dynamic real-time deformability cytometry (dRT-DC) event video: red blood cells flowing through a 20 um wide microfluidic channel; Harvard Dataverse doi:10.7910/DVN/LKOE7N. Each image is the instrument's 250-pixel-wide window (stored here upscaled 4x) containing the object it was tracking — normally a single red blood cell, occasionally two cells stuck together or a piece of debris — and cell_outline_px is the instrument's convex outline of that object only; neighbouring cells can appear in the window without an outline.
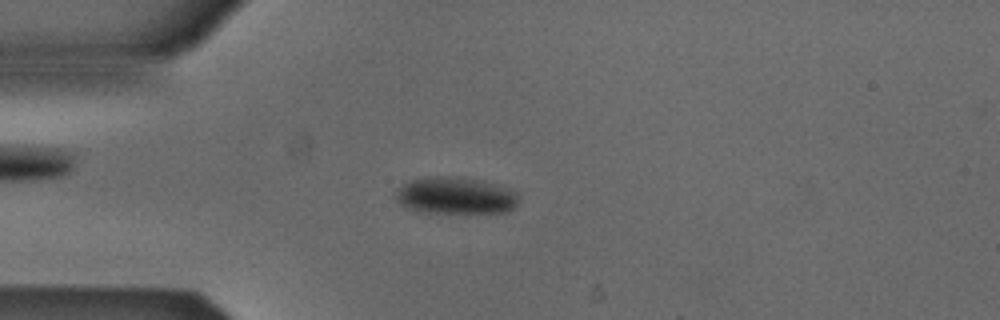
{"species": "Egyptian fruit bat (a non-hibernating species)", "species_latin": "Rousettus aegyptiacus", "temperature_condition": "cold", "stored_images_in_passage": 52, "camera_frame_rate_fps": 3000, "um_per_image_px": 0.085, "animal": {"sex": "male"}, "frame": {"image": 1, "passage_image": 13, "time_ms": 4.0, "image_size_px": [1000, 320], "cell_outline_px": [[520, 196], [516, 204], [508, 212], [416, 212], [404, 208], [396, 200], [396, 188], [408, 180], [428, 176], [448, 176], [476, 180], [492, 184], [516, 192]], "centroid_in_image_um": [38.61, 16.63], "position_along_channel_um": 46.4, "area_um2": 26.36}}
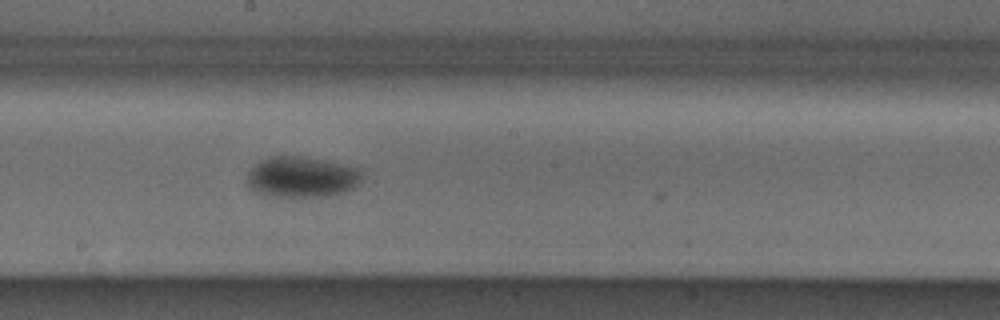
{"frame": {"image": 2, "passage_image": 28, "time_ms": 9.0, "image_size_px": [1000, 320], "cell_outline_px": [[360, 180], [352, 188], [344, 192], [324, 196], [272, 196], [256, 192], [248, 188], [248, 172], [260, 160], [272, 156], [304, 156], [360, 168]], "centroid_in_image_um": [25.61, 15.03], "position_along_channel_um": 222.6, "area_um2": 26.99}}
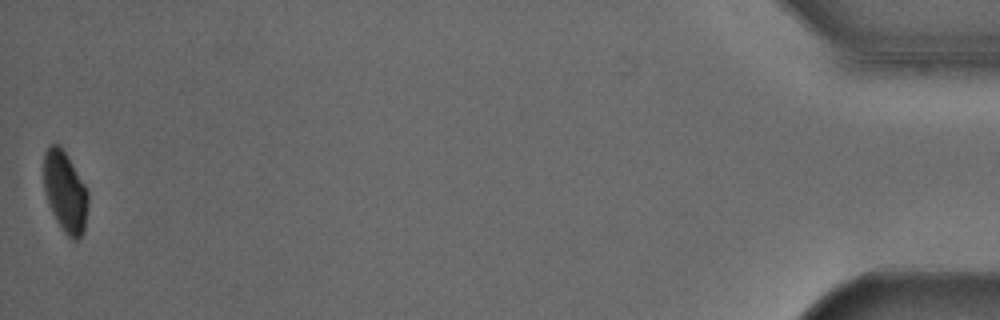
{"frame": {"image": 3, "passage_image": 52, "time_ms": 17.0, "image_size_px": [1000, 320], "cell_outline_px": [[88, 204], [84, 232], [76, 240], [72, 240], [60, 228], [48, 204], [44, 192], [44, 152], [48, 144], [60, 144], [84, 184], [88, 192]], "centroid_in_image_um": [5.52, 16.31], "position_along_channel_um": 429.7, "area_um2": 20.98}, "authors_computed_cell_mechanics": {"area_um2": 24.7384, "velocity_mm_per_s": 3.8459, "shape_relaxation_time_tau1_ms": 10.995, "shape_relaxation_time_tau2_ms": null, "deformation_change_tau1": 0.1372, "deformation_change_tau2": null}}